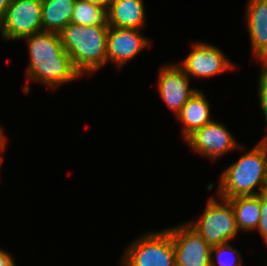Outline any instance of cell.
<instances>
[{
    "instance_id": "7c38bea8",
    "label": "cell",
    "mask_w": 267,
    "mask_h": 266,
    "mask_svg": "<svg viewBox=\"0 0 267 266\" xmlns=\"http://www.w3.org/2000/svg\"><path fill=\"white\" fill-rule=\"evenodd\" d=\"M246 24L253 58L267 61V0H248Z\"/></svg>"
},
{
    "instance_id": "8992f818",
    "label": "cell",
    "mask_w": 267,
    "mask_h": 266,
    "mask_svg": "<svg viewBox=\"0 0 267 266\" xmlns=\"http://www.w3.org/2000/svg\"><path fill=\"white\" fill-rule=\"evenodd\" d=\"M42 1L12 0L0 21L3 40H21L42 31Z\"/></svg>"
},
{
    "instance_id": "ba28073f",
    "label": "cell",
    "mask_w": 267,
    "mask_h": 266,
    "mask_svg": "<svg viewBox=\"0 0 267 266\" xmlns=\"http://www.w3.org/2000/svg\"><path fill=\"white\" fill-rule=\"evenodd\" d=\"M176 266H211V246L188 223L169 227Z\"/></svg>"
},
{
    "instance_id": "cb8c5ba5",
    "label": "cell",
    "mask_w": 267,
    "mask_h": 266,
    "mask_svg": "<svg viewBox=\"0 0 267 266\" xmlns=\"http://www.w3.org/2000/svg\"><path fill=\"white\" fill-rule=\"evenodd\" d=\"M83 1L89 2V3H93V4H96V5H100L102 7L108 8L109 2L111 0H83Z\"/></svg>"
},
{
    "instance_id": "3957f363",
    "label": "cell",
    "mask_w": 267,
    "mask_h": 266,
    "mask_svg": "<svg viewBox=\"0 0 267 266\" xmlns=\"http://www.w3.org/2000/svg\"><path fill=\"white\" fill-rule=\"evenodd\" d=\"M108 25L69 23L60 33L61 44L81 74H93L107 64Z\"/></svg>"
},
{
    "instance_id": "4fadbf2b",
    "label": "cell",
    "mask_w": 267,
    "mask_h": 266,
    "mask_svg": "<svg viewBox=\"0 0 267 266\" xmlns=\"http://www.w3.org/2000/svg\"><path fill=\"white\" fill-rule=\"evenodd\" d=\"M143 0H111L107 8L109 27L142 30L146 23Z\"/></svg>"
},
{
    "instance_id": "52a82bcc",
    "label": "cell",
    "mask_w": 267,
    "mask_h": 266,
    "mask_svg": "<svg viewBox=\"0 0 267 266\" xmlns=\"http://www.w3.org/2000/svg\"><path fill=\"white\" fill-rule=\"evenodd\" d=\"M185 142L202 157L214 161L230 151L244 148L238 144L225 124L217 122V120H212L204 127L196 130Z\"/></svg>"
},
{
    "instance_id": "6da1fadb",
    "label": "cell",
    "mask_w": 267,
    "mask_h": 266,
    "mask_svg": "<svg viewBox=\"0 0 267 266\" xmlns=\"http://www.w3.org/2000/svg\"><path fill=\"white\" fill-rule=\"evenodd\" d=\"M22 40H26L29 53L27 82H39L54 90L82 77L64 50L59 33L41 31Z\"/></svg>"
},
{
    "instance_id": "277c9868",
    "label": "cell",
    "mask_w": 267,
    "mask_h": 266,
    "mask_svg": "<svg viewBox=\"0 0 267 266\" xmlns=\"http://www.w3.org/2000/svg\"><path fill=\"white\" fill-rule=\"evenodd\" d=\"M198 220L187 223L211 246L221 245L237 236L233 206L228 199L210 196L205 211Z\"/></svg>"
},
{
    "instance_id": "7a4b0ae2",
    "label": "cell",
    "mask_w": 267,
    "mask_h": 266,
    "mask_svg": "<svg viewBox=\"0 0 267 266\" xmlns=\"http://www.w3.org/2000/svg\"><path fill=\"white\" fill-rule=\"evenodd\" d=\"M218 196L231 199L267 191V151L261 142L222 171ZM257 188V191L255 190Z\"/></svg>"
},
{
    "instance_id": "e0dca14e",
    "label": "cell",
    "mask_w": 267,
    "mask_h": 266,
    "mask_svg": "<svg viewBox=\"0 0 267 266\" xmlns=\"http://www.w3.org/2000/svg\"><path fill=\"white\" fill-rule=\"evenodd\" d=\"M70 22L82 26L108 25L107 8L76 0Z\"/></svg>"
},
{
    "instance_id": "9c48e42d",
    "label": "cell",
    "mask_w": 267,
    "mask_h": 266,
    "mask_svg": "<svg viewBox=\"0 0 267 266\" xmlns=\"http://www.w3.org/2000/svg\"><path fill=\"white\" fill-rule=\"evenodd\" d=\"M192 46V51L178 64L190 79L191 76L209 78L234 69L233 63L216 45L197 41Z\"/></svg>"
},
{
    "instance_id": "5bb4252c",
    "label": "cell",
    "mask_w": 267,
    "mask_h": 266,
    "mask_svg": "<svg viewBox=\"0 0 267 266\" xmlns=\"http://www.w3.org/2000/svg\"><path fill=\"white\" fill-rule=\"evenodd\" d=\"M210 109L209 100L200 89L186 102L176 116L183 125L181 132L184 140L213 120L210 117Z\"/></svg>"
},
{
    "instance_id": "30bf717a",
    "label": "cell",
    "mask_w": 267,
    "mask_h": 266,
    "mask_svg": "<svg viewBox=\"0 0 267 266\" xmlns=\"http://www.w3.org/2000/svg\"><path fill=\"white\" fill-rule=\"evenodd\" d=\"M157 78L160 98L168 109L175 112L176 116L186 102L199 90L190 87L191 79L178 64L172 63L161 67Z\"/></svg>"
},
{
    "instance_id": "8fae6325",
    "label": "cell",
    "mask_w": 267,
    "mask_h": 266,
    "mask_svg": "<svg viewBox=\"0 0 267 266\" xmlns=\"http://www.w3.org/2000/svg\"><path fill=\"white\" fill-rule=\"evenodd\" d=\"M152 41L139 29L109 27L107 33V62L120 70L128 61L135 58Z\"/></svg>"
},
{
    "instance_id": "603a6c76",
    "label": "cell",
    "mask_w": 267,
    "mask_h": 266,
    "mask_svg": "<svg viewBox=\"0 0 267 266\" xmlns=\"http://www.w3.org/2000/svg\"><path fill=\"white\" fill-rule=\"evenodd\" d=\"M7 140L8 139L6 138V136L4 135V132L2 131V128L0 127V157H2V152L5 149Z\"/></svg>"
},
{
    "instance_id": "484cf974",
    "label": "cell",
    "mask_w": 267,
    "mask_h": 266,
    "mask_svg": "<svg viewBox=\"0 0 267 266\" xmlns=\"http://www.w3.org/2000/svg\"><path fill=\"white\" fill-rule=\"evenodd\" d=\"M3 160H4L3 157H0V167H1Z\"/></svg>"
},
{
    "instance_id": "d6986e66",
    "label": "cell",
    "mask_w": 267,
    "mask_h": 266,
    "mask_svg": "<svg viewBox=\"0 0 267 266\" xmlns=\"http://www.w3.org/2000/svg\"><path fill=\"white\" fill-rule=\"evenodd\" d=\"M262 63V69L259 75L258 82V99L260 109L263 111L266 128H267V61H260Z\"/></svg>"
},
{
    "instance_id": "2e32d148",
    "label": "cell",
    "mask_w": 267,
    "mask_h": 266,
    "mask_svg": "<svg viewBox=\"0 0 267 266\" xmlns=\"http://www.w3.org/2000/svg\"><path fill=\"white\" fill-rule=\"evenodd\" d=\"M235 215L239 231H255L260 220V194L255 196H237L228 199Z\"/></svg>"
},
{
    "instance_id": "d4e9b609",
    "label": "cell",
    "mask_w": 267,
    "mask_h": 266,
    "mask_svg": "<svg viewBox=\"0 0 267 266\" xmlns=\"http://www.w3.org/2000/svg\"><path fill=\"white\" fill-rule=\"evenodd\" d=\"M260 142L262 143V145L266 148L267 151V133L266 136L260 140Z\"/></svg>"
},
{
    "instance_id": "ac0fdd59",
    "label": "cell",
    "mask_w": 267,
    "mask_h": 266,
    "mask_svg": "<svg viewBox=\"0 0 267 266\" xmlns=\"http://www.w3.org/2000/svg\"><path fill=\"white\" fill-rule=\"evenodd\" d=\"M215 253V257L214 256ZM214 258V259H213ZM211 266H242V258L229 242L211 248Z\"/></svg>"
},
{
    "instance_id": "44dd1931",
    "label": "cell",
    "mask_w": 267,
    "mask_h": 266,
    "mask_svg": "<svg viewBox=\"0 0 267 266\" xmlns=\"http://www.w3.org/2000/svg\"><path fill=\"white\" fill-rule=\"evenodd\" d=\"M0 266H16L11 254L2 249H0Z\"/></svg>"
},
{
    "instance_id": "7402d4cb",
    "label": "cell",
    "mask_w": 267,
    "mask_h": 266,
    "mask_svg": "<svg viewBox=\"0 0 267 266\" xmlns=\"http://www.w3.org/2000/svg\"><path fill=\"white\" fill-rule=\"evenodd\" d=\"M12 0H0V21L5 15L6 9L9 7Z\"/></svg>"
},
{
    "instance_id": "ffe728a7",
    "label": "cell",
    "mask_w": 267,
    "mask_h": 266,
    "mask_svg": "<svg viewBox=\"0 0 267 266\" xmlns=\"http://www.w3.org/2000/svg\"><path fill=\"white\" fill-rule=\"evenodd\" d=\"M260 220L257 232L260 233L263 241L267 243V191L260 194Z\"/></svg>"
},
{
    "instance_id": "5b68a950",
    "label": "cell",
    "mask_w": 267,
    "mask_h": 266,
    "mask_svg": "<svg viewBox=\"0 0 267 266\" xmlns=\"http://www.w3.org/2000/svg\"><path fill=\"white\" fill-rule=\"evenodd\" d=\"M122 266H175V251L170 232H146L124 251Z\"/></svg>"
},
{
    "instance_id": "9a60e30c",
    "label": "cell",
    "mask_w": 267,
    "mask_h": 266,
    "mask_svg": "<svg viewBox=\"0 0 267 266\" xmlns=\"http://www.w3.org/2000/svg\"><path fill=\"white\" fill-rule=\"evenodd\" d=\"M42 31L60 33L69 23L76 0H41Z\"/></svg>"
}]
</instances>
